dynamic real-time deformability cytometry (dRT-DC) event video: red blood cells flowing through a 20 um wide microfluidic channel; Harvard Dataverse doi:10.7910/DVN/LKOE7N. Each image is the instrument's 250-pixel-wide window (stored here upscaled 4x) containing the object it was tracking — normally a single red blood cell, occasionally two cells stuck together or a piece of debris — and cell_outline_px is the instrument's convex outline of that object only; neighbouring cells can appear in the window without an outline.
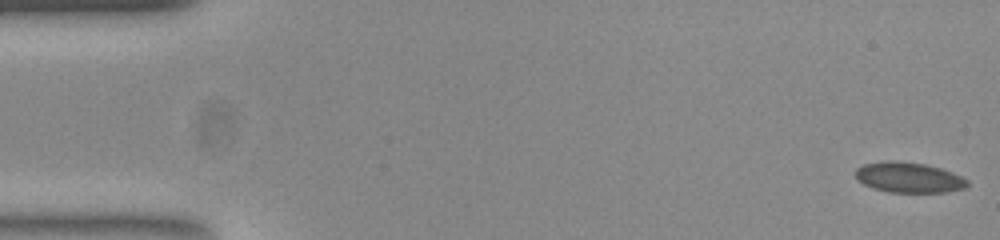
{"species": "common noctule bat (a hibernating species)", "species_latin": "Nyctalus noctula", "temperature_condition": "room temperature", "stored_images_in_passage": 16, "camera_frame_rate_fps": 3000, "um_per_image_px": 0.085, "animal": {"sex": "female", "body_mass_g": 23.0, "forearm_length_mm": 53.4}, "frame": {"image": 1, "passage_image": 1, "time_ms": 0.0, "image_size_px": [1000, 240], "cell_outline_px": [[968, 184], [964, 188], [944, 192], [888, 192], [872, 188], [864, 184], [856, 176], [856, 168], [864, 164], [924, 164], [940, 168], [960, 176], [968, 180]], "centroid_in_image_um": [77.29, 15.15], "position_along_channel_um": 7.7, "area_um2": 18.61}}
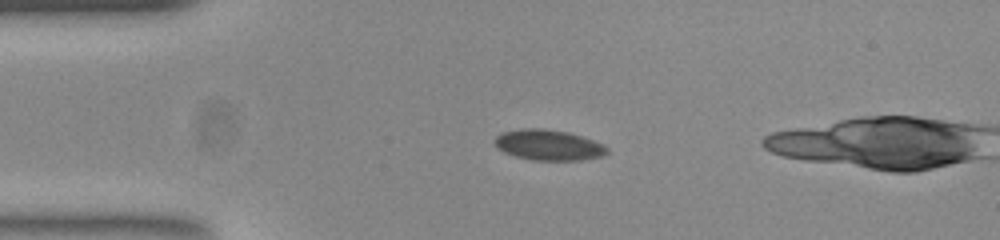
{"frame": {"image": 2, "passage_image": 12, "time_ms": 3.667, "image_size_px": [1000, 240], "cell_outline_px": [[608, 152], [600, 156], [580, 160], [532, 160], [516, 156], [504, 152], [496, 144], [496, 136], [504, 132], [524, 128], [544, 128], [568, 132], [592, 140], [608, 148]], "centroid_in_image_um": [46.62, 12.32], "position_along_channel_um": 38.4, "area_um2": 19.59}}